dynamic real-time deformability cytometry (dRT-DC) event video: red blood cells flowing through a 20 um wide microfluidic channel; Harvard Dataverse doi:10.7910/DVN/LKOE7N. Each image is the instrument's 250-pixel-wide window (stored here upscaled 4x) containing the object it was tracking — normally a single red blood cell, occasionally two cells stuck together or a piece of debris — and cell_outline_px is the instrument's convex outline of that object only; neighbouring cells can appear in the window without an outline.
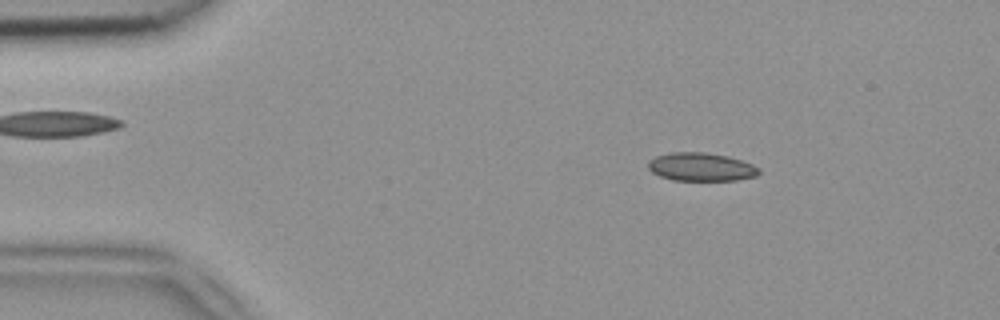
{"species": "common noctule bat (a hibernating species)", "species_latin": "Nyctalus noctula", "temperature_condition": "room temperature", "stored_images_in_passage": 50, "camera_frame_rate_fps": 3000, "um_per_image_px": 0.085, "animal": {"sex": "female", "body_mass_g": 18.4}, "frame": {"image": 1, "passage_image": 7, "time_ms": 2.0, "image_size_px": [1000, 320], "cell_outline_px": [[760, 172], [756, 176], [736, 180], [672, 180], [660, 176], [652, 172], [648, 168], [648, 160], [656, 156], [672, 152], [704, 152], [728, 156], [752, 164], [760, 168]], "centroid_in_image_um": [59.58, 14.18], "position_along_channel_um": 25.4, "area_um2": 18.26}}
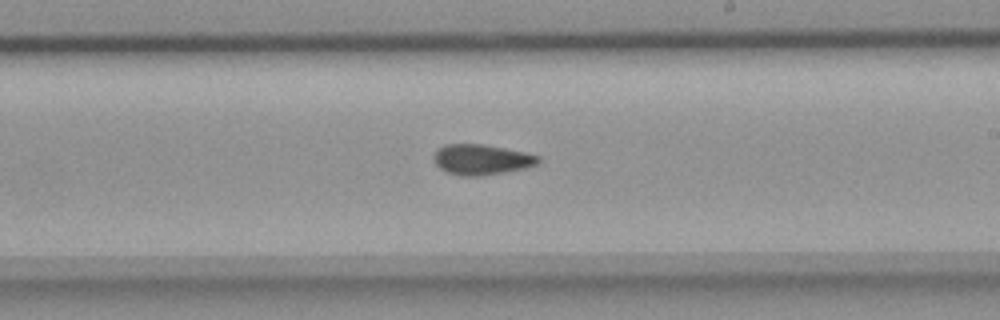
{"frame": {"image": 2, "passage_image": 29, "time_ms": 9.333, "image_size_px": [1000, 320], "cell_outline_px": [[540, 164], [524, 168], [504, 172], [480, 176], [464, 176], [448, 172], [440, 168], [432, 160], [432, 156], [436, 148], [444, 144], [484, 144], [524, 152], [540, 156]], "centroid_in_image_um": [40.9, 13.55], "position_along_channel_um": 248.1, "area_um2": 18.67}}
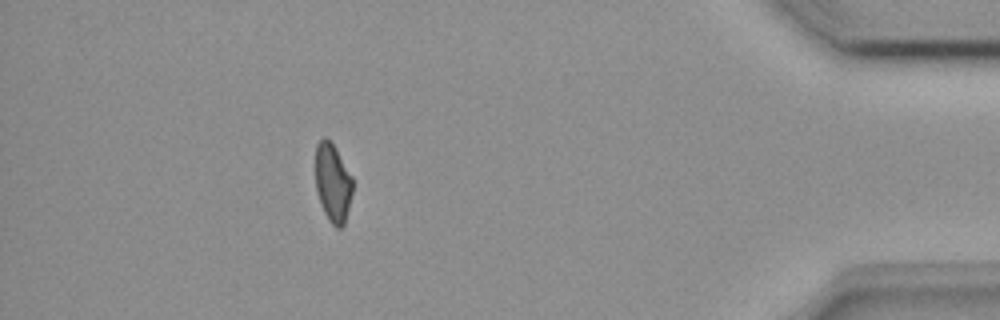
{"frame": {"image": 3, "passage_image": 45, "time_ms": 14.667, "image_size_px": [1000, 320], "cell_outline_px": [[352, 192], [344, 224], [340, 228], [336, 228], [328, 220], [320, 204], [316, 192], [316, 144], [324, 136], [332, 144], [352, 176]], "centroid_in_image_um": [28.27, 15.57], "position_along_channel_um": 406.9, "area_um2": 16.76}, "authors_computed_cell_mechanics": {"area_um2": 18.2359, "velocity_mm_per_s": 3.9376, "shape_relaxation_time_tau1_ms": null, "shape_relaxation_time_tau2_ms": 2.0451, "deformation_change_tau1": null, "deformation_change_tau2": 0.0782}}